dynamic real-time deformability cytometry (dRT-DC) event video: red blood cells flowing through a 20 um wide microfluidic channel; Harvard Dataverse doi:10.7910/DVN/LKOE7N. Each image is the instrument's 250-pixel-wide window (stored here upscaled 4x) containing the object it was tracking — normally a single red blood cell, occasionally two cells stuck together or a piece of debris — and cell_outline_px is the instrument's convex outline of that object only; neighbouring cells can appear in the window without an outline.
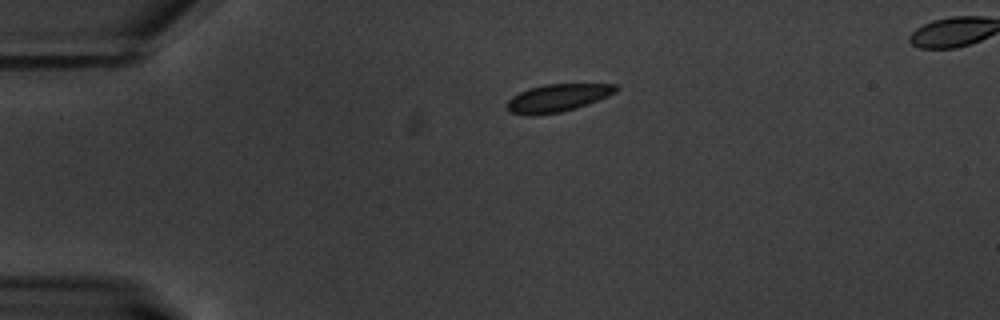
{"species": "common noctule bat (a hibernating species)", "species_latin": "Nyctalus noctula", "temperature_condition": "warm", "stored_images_in_passage": 3, "camera_frame_rate_fps": 3000, "um_per_image_px": 0.085, "animal": {"sex": "male", "body_mass_g": 20.1, "forearm_length_mm": 53.5}, "frame": {"image": 1, "passage_image": 1, "time_ms": 0.0, "image_size_px": [1000, 320], "cell_outline_px": [[620, 88], [616, 92], [608, 96], [588, 104], [576, 108], [560, 112], [532, 116], [508, 112], [508, 100], [512, 96], [528, 88], [544, 84], [616, 84]], "centroid_in_image_um": [47.4, 8.32], "position_along_channel_um": 37.6, "area_um2": 17.63}}